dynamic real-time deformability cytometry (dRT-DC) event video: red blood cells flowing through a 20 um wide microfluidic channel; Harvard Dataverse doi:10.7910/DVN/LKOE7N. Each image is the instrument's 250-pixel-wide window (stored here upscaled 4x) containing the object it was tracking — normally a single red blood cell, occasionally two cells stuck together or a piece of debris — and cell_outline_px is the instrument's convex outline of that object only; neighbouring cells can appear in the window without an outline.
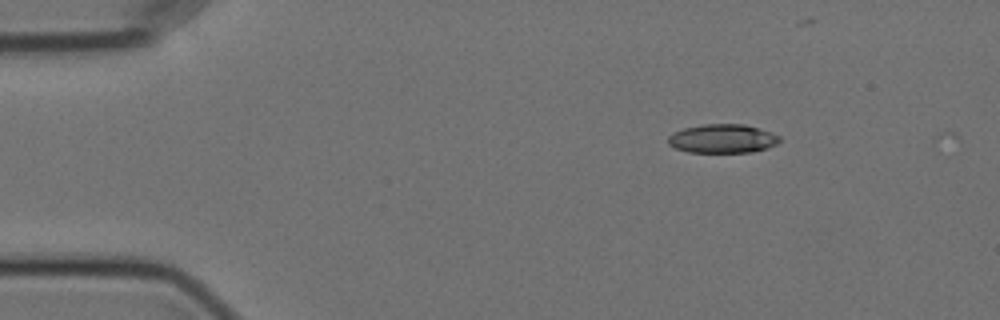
{"species": "Egyptian fruit bat (a non-hibernating species)", "species_latin": "Rousettus aegyptiacus", "temperature_condition": "cold", "stored_images_in_passage": 38, "camera_frame_rate_fps": 3000, "um_per_image_px": 0.085, "animal": {"sex": "female"}, "frame": {"image": 1, "passage_image": 1, "time_ms": 0.0, "image_size_px": [1000, 320], "cell_outline_px": [[780, 140], [776, 144], [768, 148], [752, 152], [688, 152], [676, 148], [668, 144], [668, 136], [684, 128], [704, 124], [744, 124], [772, 132], [780, 136]], "centroid_in_image_um": [61.44, 11.78], "position_along_channel_um": 23.6, "area_um2": 18.67}}
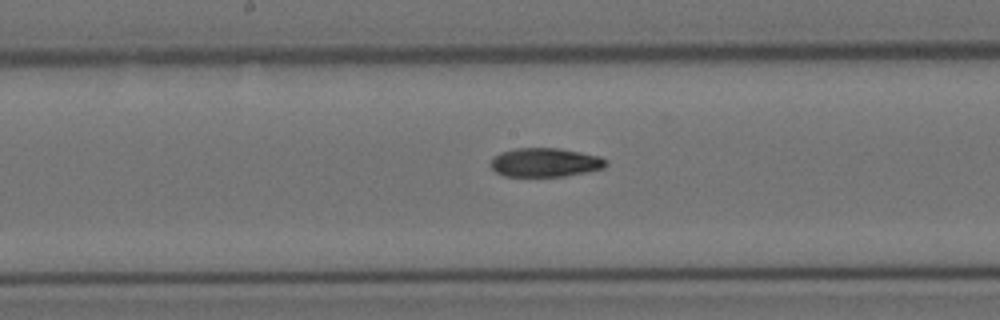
{"frame": {"image": 2, "passage_image": 22, "time_ms": 7.0, "image_size_px": [1000, 320], "cell_outline_px": [[608, 164], [604, 168], [564, 176], [504, 176], [496, 172], [488, 164], [492, 156], [500, 152], [516, 148], [560, 148], [600, 156], [608, 160]], "centroid_in_image_um": [46.31, 13.8], "position_along_channel_um": 201.9, "area_um2": 19.59}}
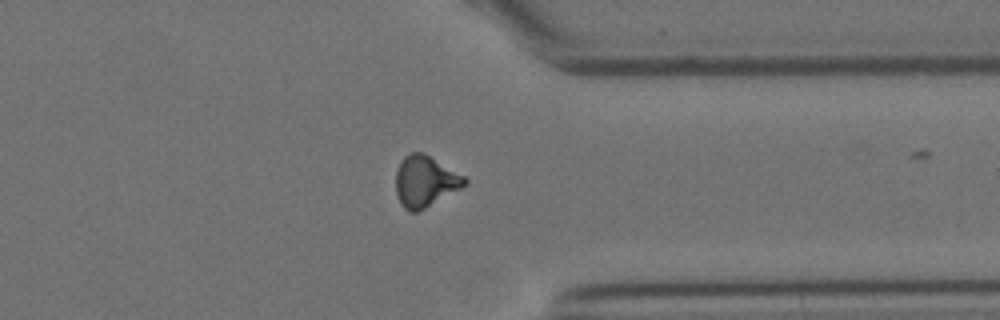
{"frame": {"image": 3, "passage_image": 37, "time_ms": 12.0, "image_size_px": [1000, 320], "cell_outline_px": [[468, 184], [424, 208], [416, 212], [408, 212], [400, 204], [396, 192], [396, 172], [400, 160], [404, 156], [412, 152], [424, 152], [464, 176], [468, 180]], "centroid_in_image_um": [36.12, 15.4], "position_along_channel_um": 375.3, "area_um2": 20.46}}